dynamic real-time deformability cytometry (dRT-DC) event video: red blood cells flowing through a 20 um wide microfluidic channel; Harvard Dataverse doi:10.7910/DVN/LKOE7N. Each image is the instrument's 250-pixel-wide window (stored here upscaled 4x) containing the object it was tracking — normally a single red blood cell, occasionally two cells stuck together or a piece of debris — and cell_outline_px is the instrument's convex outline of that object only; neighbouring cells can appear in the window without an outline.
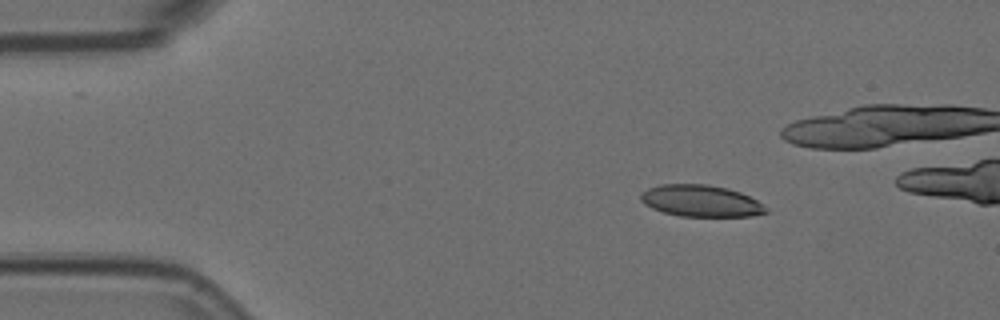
{"species": "Egyptian fruit bat (a non-hibernating species)", "species_latin": "Rousettus aegyptiacus", "temperature_condition": "room temperature", "stored_images_in_passage": 8, "camera_frame_rate_fps": 3000, "um_per_image_px": 0.085, "animal": {"sex": "female"}, "frame": {"image": 1, "passage_image": 1, "time_ms": 0.0, "image_size_px": [1000, 320], "cell_outline_px": [[768, 212], [752, 216], [680, 216], [664, 212], [652, 208], [644, 204], [640, 200], [640, 196], [648, 188], [660, 184], [708, 184], [728, 188], [740, 192], [756, 200], [768, 208]], "centroid_in_image_um": [59.58, 17.07], "position_along_channel_um": 25.4, "area_um2": 23.06}}